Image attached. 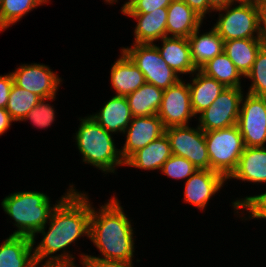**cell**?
<instances>
[{"instance_id": "obj_32", "label": "cell", "mask_w": 266, "mask_h": 267, "mask_svg": "<svg viewBox=\"0 0 266 267\" xmlns=\"http://www.w3.org/2000/svg\"><path fill=\"white\" fill-rule=\"evenodd\" d=\"M54 100V97L48 99H41L38 104L27 113V115L22 119V121L31 120L33 125L37 128H47L55 120V111L51 104H46V100Z\"/></svg>"}, {"instance_id": "obj_16", "label": "cell", "mask_w": 266, "mask_h": 267, "mask_svg": "<svg viewBox=\"0 0 266 267\" xmlns=\"http://www.w3.org/2000/svg\"><path fill=\"white\" fill-rule=\"evenodd\" d=\"M137 21L134 29L135 42L153 44L156 40L167 37V7L158 8L150 13H124Z\"/></svg>"}, {"instance_id": "obj_6", "label": "cell", "mask_w": 266, "mask_h": 267, "mask_svg": "<svg viewBox=\"0 0 266 267\" xmlns=\"http://www.w3.org/2000/svg\"><path fill=\"white\" fill-rule=\"evenodd\" d=\"M133 44L121 50L143 73L146 83L164 90L182 79L163 60L156 44Z\"/></svg>"}, {"instance_id": "obj_5", "label": "cell", "mask_w": 266, "mask_h": 267, "mask_svg": "<svg viewBox=\"0 0 266 267\" xmlns=\"http://www.w3.org/2000/svg\"><path fill=\"white\" fill-rule=\"evenodd\" d=\"M210 170L222 174L227 180L236 170L244 151L243 137L237 125L204 132Z\"/></svg>"}, {"instance_id": "obj_28", "label": "cell", "mask_w": 266, "mask_h": 267, "mask_svg": "<svg viewBox=\"0 0 266 267\" xmlns=\"http://www.w3.org/2000/svg\"><path fill=\"white\" fill-rule=\"evenodd\" d=\"M49 0H2L0 4V31L20 21L25 14Z\"/></svg>"}, {"instance_id": "obj_18", "label": "cell", "mask_w": 266, "mask_h": 267, "mask_svg": "<svg viewBox=\"0 0 266 267\" xmlns=\"http://www.w3.org/2000/svg\"><path fill=\"white\" fill-rule=\"evenodd\" d=\"M121 56L111 67V84L116 91V95L124 96L138 90L145 82L143 73L131 61V59L121 51Z\"/></svg>"}, {"instance_id": "obj_23", "label": "cell", "mask_w": 266, "mask_h": 267, "mask_svg": "<svg viewBox=\"0 0 266 267\" xmlns=\"http://www.w3.org/2000/svg\"><path fill=\"white\" fill-rule=\"evenodd\" d=\"M194 75L196 77L188 85L192 111L196 116L206 110L226 87L200 70H196Z\"/></svg>"}, {"instance_id": "obj_17", "label": "cell", "mask_w": 266, "mask_h": 267, "mask_svg": "<svg viewBox=\"0 0 266 267\" xmlns=\"http://www.w3.org/2000/svg\"><path fill=\"white\" fill-rule=\"evenodd\" d=\"M162 47L156 46L161 57L167 65L179 74H193L198 70L191 58V49L188 38L183 37H164Z\"/></svg>"}, {"instance_id": "obj_29", "label": "cell", "mask_w": 266, "mask_h": 267, "mask_svg": "<svg viewBox=\"0 0 266 267\" xmlns=\"http://www.w3.org/2000/svg\"><path fill=\"white\" fill-rule=\"evenodd\" d=\"M41 100V98L13 83L6 110L10 114L13 121H22V119L30 112Z\"/></svg>"}, {"instance_id": "obj_1", "label": "cell", "mask_w": 266, "mask_h": 267, "mask_svg": "<svg viewBox=\"0 0 266 267\" xmlns=\"http://www.w3.org/2000/svg\"><path fill=\"white\" fill-rule=\"evenodd\" d=\"M91 204L87 195L72 189L54 208L50 215V227L45 232L46 225L40 229L31 239L35 245V236L43 235L40 244L33 249L34 258L44 260H56L76 266L73 255L66 252V248L79 237L86 235L89 238ZM63 254L52 255L57 251ZM48 259H47V258Z\"/></svg>"}, {"instance_id": "obj_36", "label": "cell", "mask_w": 266, "mask_h": 267, "mask_svg": "<svg viewBox=\"0 0 266 267\" xmlns=\"http://www.w3.org/2000/svg\"><path fill=\"white\" fill-rule=\"evenodd\" d=\"M13 83L11 72L0 76V108H6Z\"/></svg>"}, {"instance_id": "obj_11", "label": "cell", "mask_w": 266, "mask_h": 267, "mask_svg": "<svg viewBox=\"0 0 266 267\" xmlns=\"http://www.w3.org/2000/svg\"><path fill=\"white\" fill-rule=\"evenodd\" d=\"M164 128L188 125L195 117L190 99L188 83L179 80L176 84L164 89L162 102L157 112Z\"/></svg>"}, {"instance_id": "obj_20", "label": "cell", "mask_w": 266, "mask_h": 267, "mask_svg": "<svg viewBox=\"0 0 266 267\" xmlns=\"http://www.w3.org/2000/svg\"><path fill=\"white\" fill-rule=\"evenodd\" d=\"M172 156L170 141L166 133L136 151L125 165L144 170H161L163 163Z\"/></svg>"}, {"instance_id": "obj_34", "label": "cell", "mask_w": 266, "mask_h": 267, "mask_svg": "<svg viewBox=\"0 0 266 267\" xmlns=\"http://www.w3.org/2000/svg\"><path fill=\"white\" fill-rule=\"evenodd\" d=\"M80 256L83 267H133L132 261L103 259L99 256L85 254H81Z\"/></svg>"}, {"instance_id": "obj_3", "label": "cell", "mask_w": 266, "mask_h": 267, "mask_svg": "<svg viewBox=\"0 0 266 267\" xmlns=\"http://www.w3.org/2000/svg\"><path fill=\"white\" fill-rule=\"evenodd\" d=\"M73 189L70 186L69 191L65 193L60 200L50 206V198L36 191H21L11 193L6 196L1 205L6 214L15 221L18 228L11 235L28 236L32 238L40 229H42L50 219V215L56 205Z\"/></svg>"}, {"instance_id": "obj_13", "label": "cell", "mask_w": 266, "mask_h": 267, "mask_svg": "<svg viewBox=\"0 0 266 267\" xmlns=\"http://www.w3.org/2000/svg\"><path fill=\"white\" fill-rule=\"evenodd\" d=\"M125 133L126 141L120 150L124 162L136 151L163 135L165 128L158 115L133 117Z\"/></svg>"}, {"instance_id": "obj_25", "label": "cell", "mask_w": 266, "mask_h": 267, "mask_svg": "<svg viewBox=\"0 0 266 267\" xmlns=\"http://www.w3.org/2000/svg\"><path fill=\"white\" fill-rule=\"evenodd\" d=\"M263 44L258 38L236 39L224 42V52L245 76L253 67L256 56Z\"/></svg>"}, {"instance_id": "obj_38", "label": "cell", "mask_w": 266, "mask_h": 267, "mask_svg": "<svg viewBox=\"0 0 266 267\" xmlns=\"http://www.w3.org/2000/svg\"><path fill=\"white\" fill-rule=\"evenodd\" d=\"M258 39L266 47V7L259 8Z\"/></svg>"}, {"instance_id": "obj_4", "label": "cell", "mask_w": 266, "mask_h": 267, "mask_svg": "<svg viewBox=\"0 0 266 267\" xmlns=\"http://www.w3.org/2000/svg\"><path fill=\"white\" fill-rule=\"evenodd\" d=\"M75 140L83 162L107 173L124 165L120 149H116L112 133L101 127L91 116L80 119Z\"/></svg>"}, {"instance_id": "obj_41", "label": "cell", "mask_w": 266, "mask_h": 267, "mask_svg": "<svg viewBox=\"0 0 266 267\" xmlns=\"http://www.w3.org/2000/svg\"><path fill=\"white\" fill-rule=\"evenodd\" d=\"M209 6L214 10L223 8L228 4H231L230 0H208Z\"/></svg>"}, {"instance_id": "obj_19", "label": "cell", "mask_w": 266, "mask_h": 267, "mask_svg": "<svg viewBox=\"0 0 266 267\" xmlns=\"http://www.w3.org/2000/svg\"><path fill=\"white\" fill-rule=\"evenodd\" d=\"M90 116L106 131L123 134L133 118L126 97L118 95L105 103L100 112Z\"/></svg>"}, {"instance_id": "obj_24", "label": "cell", "mask_w": 266, "mask_h": 267, "mask_svg": "<svg viewBox=\"0 0 266 267\" xmlns=\"http://www.w3.org/2000/svg\"><path fill=\"white\" fill-rule=\"evenodd\" d=\"M32 239L10 235L0 246V267H28L34 260Z\"/></svg>"}, {"instance_id": "obj_15", "label": "cell", "mask_w": 266, "mask_h": 267, "mask_svg": "<svg viewBox=\"0 0 266 267\" xmlns=\"http://www.w3.org/2000/svg\"><path fill=\"white\" fill-rule=\"evenodd\" d=\"M202 22L203 19L182 0H173L167 7V37L188 38Z\"/></svg>"}, {"instance_id": "obj_26", "label": "cell", "mask_w": 266, "mask_h": 267, "mask_svg": "<svg viewBox=\"0 0 266 267\" xmlns=\"http://www.w3.org/2000/svg\"><path fill=\"white\" fill-rule=\"evenodd\" d=\"M163 89L144 83L138 90L126 96L133 117L157 115Z\"/></svg>"}, {"instance_id": "obj_2", "label": "cell", "mask_w": 266, "mask_h": 267, "mask_svg": "<svg viewBox=\"0 0 266 267\" xmlns=\"http://www.w3.org/2000/svg\"><path fill=\"white\" fill-rule=\"evenodd\" d=\"M108 201L99 212L91 206L89 239L103 259L132 261L135 252L132 224L117 197Z\"/></svg>"}, {"instance_id": "obj_40", "label": "cell", "mask_w": 266, "mask_h": 267, "mask_svg": "<svg viewBox=\"0 0 266 267\" xmlns=\"http://www.w3.org/2000/svg\"><path fill=\"white\" fill-rule=\"evenodd\" d=\"M12 122L14 121L7 110L5 108H0V135L10 128Z\"/></svg>"}, {"instance_id": "obj_27", "label": "cell", "mask_w": 266, "mask_h": 267, "mask_svg": "<svg viewBox=\"0 0 266 267\" xmlns=\"http://www.w3.org/2000/svg\"><path fill=\"white\" fill-rule=\"evenodd\" d=\"M199 70L206 76L222 83L225 87L241 88L240 77L243 75L225 52L209 60Z\"/></svg>"}, {"instance_id": "obj_45", "label": "cell", "mask_w": 266, "mask_h": 267, "mask_svg": "<svg viewBox=\"0 0 266 267\" xmlns=\"http://www.w3.org/2000/svg\"><path fill=\"white\" fill-rule=\"evenodd\" d=\"M105 2H107V3H109V4H112V3H116L117 2V0H105Z\"/></svg>"}, {"instance_id": "obj_9", "label": "cell", "mask_w": 266, "mask_h": 267, "mask_svg": "<svg viewBox=\"0 0 266 267\" xmlns=\"http://www.w3.org/2000/svg\"><path fill=\"white\" fill-rule=\"evenodd\" d=\"M242 96L237 126L245 147H264L266 143V97L247 93ZM244 102V103H243Z\"/></svg>"}, {"instance_id": "obj_37", "label": "cell", "mask_w": 266, "mask_h": 267, "mask_svg": "<svg viewBox=\"0 0 266 267\" xmlns=\"http://www.w3.org/2000/svg\"><path fill=\"white\" fill-rule=\"evenodd\" d=\"M191 9H193L202 19L205 18L207 12H212V8L208 4V0H182Z\"/></svg>"}, {"instance_id": "obj_33", "label": "cell", "mask_w": 266, "mask_h": 267, "mask_svg": "<svg viewBox=\"0 0 266 267\" xmlns=\"http://www.w3.org/2000/svg\"><path fill=\"white\" fill-rule=\"evenodd\" d=\"M232 205L235 210L243 208V210L246 209V211H249L250 219H266V192L259 195L239 198V200L233 201Z\"/></svg>"}, {"instance_id": "obj_12", "label": "cell", "mask_w": 266, "mask_h": 267, "mask_svg": "<svg viewBox=\"0 0 266 267\" xmlns=\"http://www.w3.org/2000/svg\"><path fill=\"white\" fill-rule=\"evenodd\" d=\"M44 64H22L12 72L16 86L38 95L41 99L56 96L61 78Z\"/></svg>"}, {"instance_id": "obj_42", "label": "cell", "mask_w": 266, "mask_h": 267, "mask_svg": "<svg viewBox=\"0 0 266 267\" xmlns=\"http://www.w3.org/2000/svg\"><path fill=\"white\" fill-rule=\"evenodd\" d=\"M138 0H129L121 8V12L124 14L128 11Z\"/></svg>"}, {"instance_id": "obj_31", "label": "cell", "mask_w": 266, "mask_h": 267, "mask_svg": "<svg viewBox=\"0 0 266 267\" xmlns=\"http://www.w3.org/2000/svg\"><path fill=\"white\" fill-rule=\"evenodd\" d=\"M197 168L186 158L173 155L168 158L161 168V172L170 178H189Z\"/></svg>"}, {"instance_id": "obj_22", "label": "cell", "mask_w": 266, "mask_h": 267, "mask_svg": "<svg viewBox=\"0 0 266 267\" xmlns=\"http://www.w3.org/2000/svg\"><path fill=\"white\" fill-rule=\"evenodd\" d=\"M199 28L188 37L191 58L198 70L209 60L224 52V40L214 27L209 32L203 34H199Z\"/></svg>"}, {"instance_id": "obj_35", "label": "cell", "mask_w": 266, "mask_h": 267, "mask_svg": "<svg viewBox=\"0 0 266 267\" xmlns=\"http://www.w3.org/2000/svg\"><path fill=\"white\" fill-rule=\"evenodd\" d=\"M173 0H138L125 13H150L158 8L168 7Z\"/></svg>"}, {"instance_id": "obj_30", "label": "cell", "mask_w": 266, "mask_h": 267, "mask_svg": "<svg viewBox=\"0 0 266 267\" xmlns=\"http://www.w3.org/2000/svg\"><path fill=\"white\" fill-rule=\"evenodd\" d=\"M245 77L252 81L247 93L266 97V47L260 49L253 67Z\"/></svg>"}, {"instance_id": "obj_44", "label": "cell", "mask_w": 266, "mask_h": 267, "mask_svg": "<svg viewBox=\"0 0 266 267\" xmlns=\"http://www.w3.org/2000/svg\"><path fill=\"white\" fill-rule=\"evenodd\" d=\"M231 3L234 4V2L236 3H252L254 2V0H230Z\"/></svg>"}, {"instance_id": "obj_8", "label": "cell", "mask_w": 266, "mask_h": 267, "mask_svg": "<svg viewBox=\"0 0 266 267\" xmlns=\"http://www.w3.org/2000/svg\"><path fill=\"white\" fill-rule=\"evenodd\" d=\"M173 155L188 159L199 170H210L204 131L197 126H174L165 129Z\"/></svg>"}, {"instance_id": "obj_43", "label": "cell", "mask_w": 266, "mask_h": 267, "mask_svg": "<svg viewBox=\"0 0 266 267\" xmlns=\"http://www.w3.org/2000/svg\"><path fill=\"white\" fill-rule=\"evenodd\" d=\"M253 4L258 8H263L266 7V0H254Z\"/></svg>"}, {"instance_id": "obj_14", "label": "cell", "mask_w": 266, "mask_h": 267, "mask_svg": "<svg viewBox=\"0 0 266 267\" xmlns=\"http://www.w3.org/2000/svg\"><path fill=\"white\" fill-rule=\"evenodd\" d=\"M227 179L213 170L197 169L185 182L184 200L203 210Z\"/></svg>"}, {"instance_id": "obj_21", "label": "cell", "mask_w": 266, "mask_h": 267, "mask_svg": "<svg viewBox=\"0 0 266 267\" xmlns=\"http://www.w3.org/2000/svg\"><path fill=\"white\" fill-rule=\"evenodd\" d=\"M266 183V148L245 147L236 170L228 179Z\"/></svg>"}, {"instance_id": "obj_39", "label": "cell", "mask_w": 266, "mask_h": 267, "mask_svg": "<svg viewBox=\"0 0 266 267\" xmlns=\"http://www.w3.org/2000/svg\"><path fill=\"white\" fill-rule=\"evenodd\" d=\"M44 261L35 259L29 264L28 267H38L40 266L39 264L43 263ZM41 267H76L71 264L61 262V261H56V260H45V263L41 264Z\"/></svg>"}, {"instance_id": "obj_10", "label": "cell", "mask_w": 266, "mask_h": 267, "mask_svg": "<svg viewBox=\"0 0 266 267\" xmlns=\"http://www.w3.org/2000/svg\"><path fill=\"white\" fill-rule=\"evenodd\" d=\"M242 88L226 87L214 102L199 115L198 126L204 131L237 125Z\"/></svg>"}, {"instance_id": "obj_7", "label": "cell", "mask_w": 266, "mask_h": 267, "mask_svg": "<svg viewBox=\"0 0 266 267\" xmlns=\"http://www.w3.org/2000/svg\"><path fill=\"white\" fill-rule=\"evenodd\" d=\"M233 3L217 9L219 19L214 25L215 30L225 41L258 38L259 8L252 3H239L232 8ZM255 33L257 35H255Z\"/></svg>"}]
</instances>
